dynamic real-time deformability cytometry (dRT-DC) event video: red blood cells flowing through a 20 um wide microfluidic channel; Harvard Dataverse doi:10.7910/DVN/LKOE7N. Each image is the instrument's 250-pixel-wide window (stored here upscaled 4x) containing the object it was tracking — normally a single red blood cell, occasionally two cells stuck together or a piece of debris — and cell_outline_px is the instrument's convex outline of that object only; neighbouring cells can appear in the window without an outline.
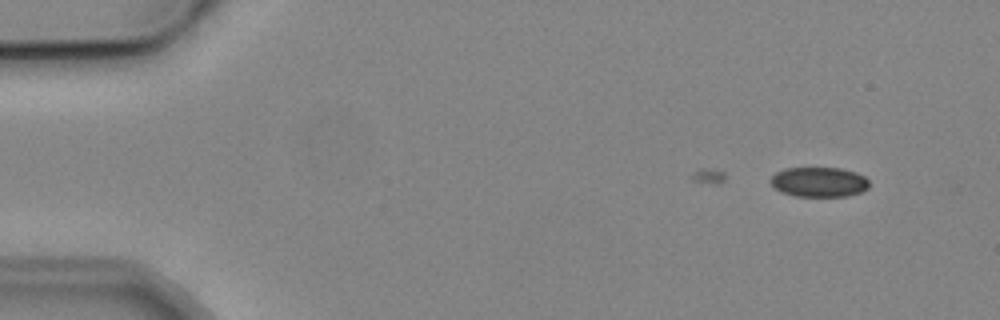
{"species": "common noctule bat (a hibernating species)", "species_latin": "Nyctalus noctula", "temperature_condition": "cold", "stored_images_in_passage": 8, "camera_frame_rate_fps": 3000, "um_per_image_px": 0.085, "animal": {"sex": "male", "body_mass_g": 19.2, "forearm_length_mm": 51.8}, "frame": {"image": 1, "passage_image": 3, "time_ms": 2.333, "image_size_px": [1000, 320], "cell_outline_px": [[868, 188], [860, 192], [848, 196], [796, 196], [780, 192], [768, 180], [776, 172], [784, 168], [840, 168], [856, 172], [864, 176], [868, 180]], "centroid_in_image_um": [69.6, 15.47], "position_along_channel_um": 15.4, "area_um2": 17.17}}
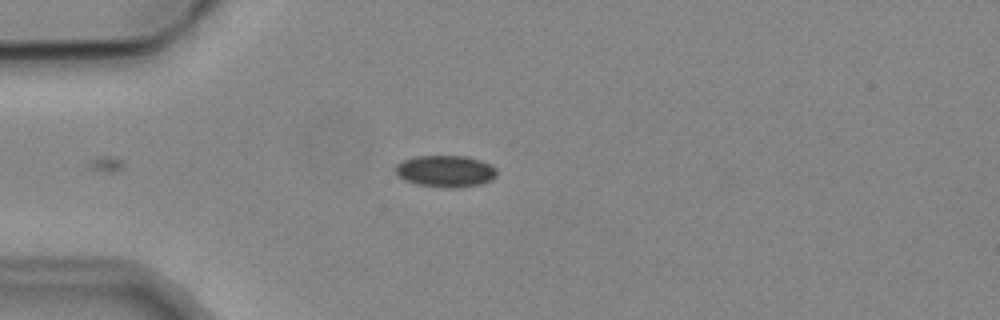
{"frame": {"image": 2, "passage_image": 5, "time_ms": 5.667, "image_size_px": [1000, 320], "cell_outline_px": [[496, 176], [492, 180], [480, 184], [460, 188], [440, 188], [416, 184], [404, 180], [396, 176], [392, 168], [396, 164], [404, 160], [416, 156], [464, 156], [480, 160], [492, 164], [496, 168]], "centroid_in_image_um": [37.83, 14.57], "position_along_channel_um": 47.2, "area_um2": 19.19}}
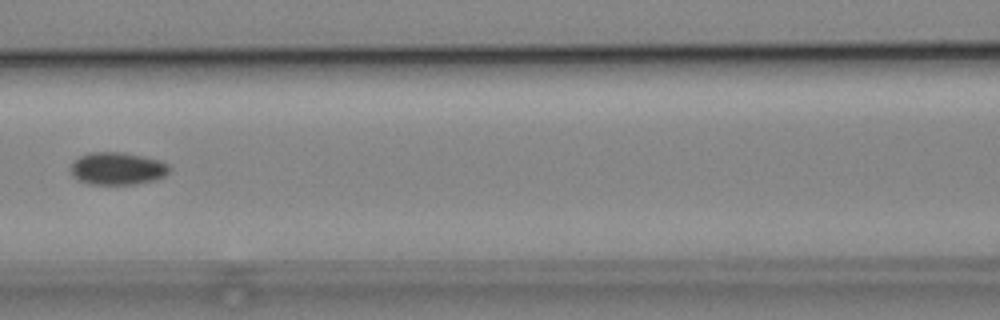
{"frame": {"image": 3, "passage_image": 8, "time_ms": 9.0, "image_size_px": [1000, 320], "cell_outline_px": [[172, 168], [164, 176], [156, 180], [136, 184], [88, 184], [72, 176], [72, 164], [80, 156], [88, 152], [124, 152], [160, 160], [168, 164]], "centroid_in_image_um": [10.02, 14.32], "position_along_channel_um": 156.6, "area_um2": 18.73}}